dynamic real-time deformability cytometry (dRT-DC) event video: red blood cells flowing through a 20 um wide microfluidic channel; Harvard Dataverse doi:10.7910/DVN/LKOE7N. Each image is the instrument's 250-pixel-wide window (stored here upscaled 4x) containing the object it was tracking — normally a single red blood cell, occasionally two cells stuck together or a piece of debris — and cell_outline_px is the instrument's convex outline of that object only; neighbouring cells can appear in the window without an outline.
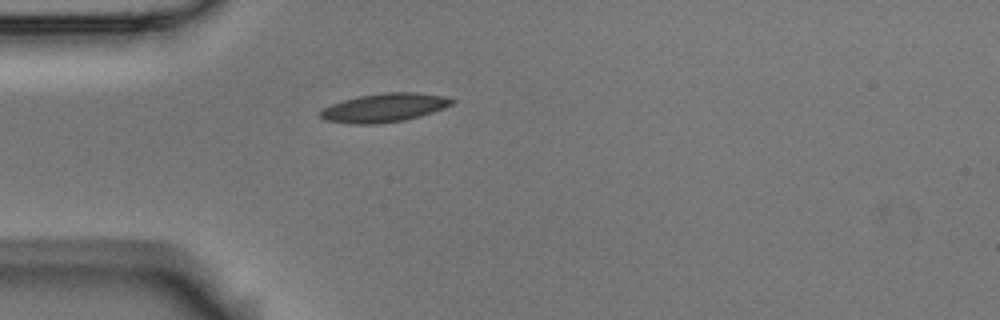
{"species": "Egyptian fruit bat (a non-hibernating species)", "species_latin": "Rousettus aegyptiacus", "temperature_condition": "room temperature", "stored_images_in_passage": 1, "camera_frame_rate_fps": 3000, "um_per_image_px": 0.085, "animal": {"sex": "male"}, "frame": {"image": 1, "passage_image": 1, "time_ms": 0.0, "image_size_px": [1000, 320], "cell_outline_px": [[456, 100], [452, 104], [444, 108], [420, 116], [404, 120], [376, 124], [352, 124], [324, 120], [320, 116], [320, 112], [324, 108], [332, 104], [344, 100], [360, 96], [384, 92], [416, 92], [444, 96]], "centroid_in_image_um": [32.68, 9.15], "position_along_channel_um": 52.3, "area_um2": 21.85}}